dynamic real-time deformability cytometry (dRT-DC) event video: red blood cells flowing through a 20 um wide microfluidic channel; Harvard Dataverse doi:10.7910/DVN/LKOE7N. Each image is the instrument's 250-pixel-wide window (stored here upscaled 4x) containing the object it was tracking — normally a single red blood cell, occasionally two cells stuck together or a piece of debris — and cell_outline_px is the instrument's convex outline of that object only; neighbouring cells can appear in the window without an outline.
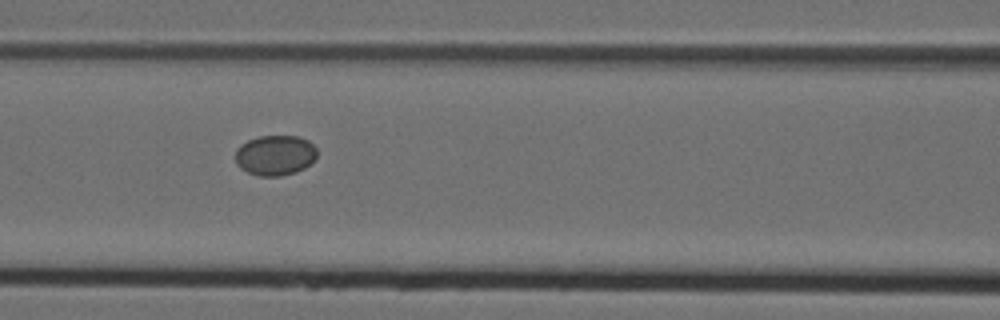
{"species": "Egyptian fruit bat (a non-hibernating species)", "species_latin": "Rousettus aegyptiacus", "temperature_condition": "cold", "stored_images_in_passage": 7, "camera_frame_rate_fps": 3000, "um_per_image_px": 0.085, "animal": {"sex": "female"}, "frame": {"image": 1, "passage_image": 6, "time_ms": 1.667, "image_size_px": [1000, 320], "cell_outline_px": [[316, 160], [304, 168], [296, 172], [280, 176], [260, 176], [248, 172], [240, 168], [236, 164], [236, 148], [240, 144], [248, 140], [260, 136], [296, 136], [308, 140], [316, 148]], "centroid_in_image_um": [23.39, 13.2], "position_along_channel_um": 143.2, "area_um2": 19.25}}
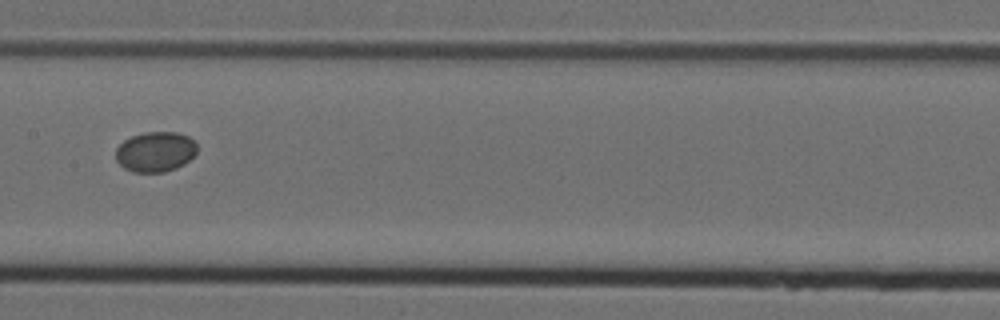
{"frame": {"image": 2, "passage_image": 7, "time_ms": 2.0, "image_size_px": [1000, 320], "cell_outline_px": [[196, 152], [184, 164], [176, 168], [164, 172], [132, 172], [124, 168], [116, 160], [116, 148], [124, 140], [132, 136], [144, 132], [176, 132], [188, 136], [196, 144]], "centroid_in_image_um": [13.19, 12.9], "position_along_channel_um": 194.2, "area_um2": 18.96}}